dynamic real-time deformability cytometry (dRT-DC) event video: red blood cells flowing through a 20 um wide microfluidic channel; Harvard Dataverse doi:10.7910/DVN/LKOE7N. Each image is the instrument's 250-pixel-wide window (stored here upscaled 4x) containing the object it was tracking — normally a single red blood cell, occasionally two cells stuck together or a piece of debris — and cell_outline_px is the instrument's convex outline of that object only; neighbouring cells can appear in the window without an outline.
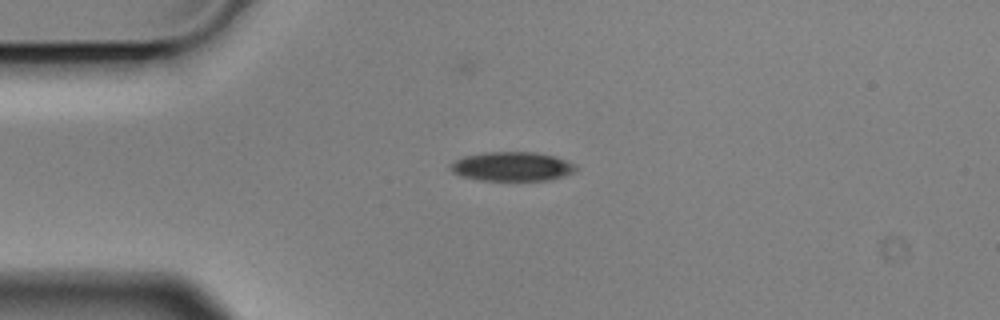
{"species": "Egyptian fruit bat (a non-hibernating species)", "species_latin": "Rousettus aegyptiacus", "temperature_condition": "cold", "stored_images_in_passage": 3, "camera_frame_rate_fps": 3000, "um_per_image_px": 0.085, "animal": {"sex": "male"}, "frame": {"image": 1, "passage_image": 2, "time_ms": 0.333, "image_size_px": [1000, 320], "cell_outline_px": [[576, 172], [564, 176], [548, 180], [480, 180], [460, 176], [452, 172], [448, 168], [448, 164], [464, 156], [484, 152], [532, 152], [552, 156], [576, 164]], "centroid_in_image_um": [43.48, 14.15], "position_along_channel_um": 41.5, "area_um2": 21.33}}